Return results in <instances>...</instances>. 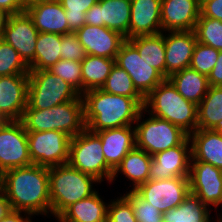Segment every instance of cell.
Masks as SVG:
<instances>
[{
  "mask_svg": "<svg viewBox=\"0 0 222 222\" xmlns=\"http://www.w3.org/2000/svg\"><path fill=\"white\" fill-rule=\"evenodd\" d=\"M131 0H99L85 13V24L105 26L129 39Z\"/></svg>",
  "mask_w": 222,
  "mask_h": 222,
  "instance_id": "2e32d148",
  "label": "cell"
},
{
  "mask_svg": "<svg viewBox=\"0 0 222 222\" xmlns=\"http://www.w3.org/2000/svg\"><path fill=\"white\" fill-rule=\"evenodd\" d=\"M114 64L115 59L86 55L81 61L82 94L88 90L101 88Z\"/></svg>",
  "mask_w": 222,
  "mask_h": 222,
  "instance_id": "f546056e",
  "label": "cell"
},
{
  "mask_svg": "<svg viewBox=\"0 0 222 222\" xmlns=\"http://www.w3.org/2000/svg\"><path fill=\"white\" fill-rule=\"evenodd\" d=\"M72 86L82 95V69L81 62L74 60L60 59L56 64L47 69Z\"/></svg>",
  "mask_w": 222,
  "mask_h": 222,
  "instance_id": "8d00e7d4",
  "label": "cell"
},
{
  "mask_svg": "<svg viewBox=\"0 0 222 222\" xmlns=\"http://www.w3.org/2000/svg\"><path fill=\"white\" fill-rule=\"evenodd\" d=\"M194 33L197 42L222 51V22L201 14L196 22Z\"/></svg>",
  "mask_w": 222,
  "mask_h": 222,
  "instance_id": "836d02e7",
  "label": "cell"
},
{
  "mask_svg": "<svg viewBox=\"0 0 222 222\" xmlns=\"http://www.w3.org/2000/svg\"><path fill=\"white\" fill-rule=\"evenodd\" d=\"M108 205L98 191L69 206L56 220L59 222H107Z\"/></svg>",
  "mask_w": 222,
  "mask_h": 222,
  "instance_id": "d4e9b609",
  "label": "cell"
},
{
  "mask_svg": "<svg viewBox=\"0 0 222 222\" xmlns=\"http://www.w3.org/2000/svg\"><path fill=\"white\" fill-rule=\"evenodd\" d=\"M207 78L209 86H222V51H219L217 62Z\"/></svg>",
  "mask_w": 222,
  "mask_h": 222,
  "instance_id": "7bdbcfd3",
  "label": "cell"
},
{
  "mask_svg": "<svg viewBox=\"0 0 222 222\" xmlns=\"http://www.w3.org/2000/svg\"><path fill=\"white\" fill-rule=\"evenodd\" d=\"M84 122L91 132L133 126L144 106L145 98L111 94L101 88L85 91Z\"/></svg>",
  "mask_w": 222,
  "mask_h": 222,
  "instance_id": "7a4b0ae2",
  "label": "cell"
},
{
  "mask_svg": "<svg viewBox=\"0 0 222 222\" xmlns=\"http://www.w3.org/2000/svg\"><path fill=\"white\" fill-rule=\"evenodd\" d=\"M14 74H29V67L16 50L0 38V76Z\"/></svg>",
  "mask_w": 222,
  "mask_h": 222,
  "instance_id": "e575fe53",
  "label": "cell"
},
{
  "mask_svg": "<svg viewBox=\"0 0 222 222\" xmlns=\"http://www.w3.org/2000/svg\"><path fill=\"white\" fill-rule=\"evenodd\" d=\"M23 211L11 210L5 217L0 219V222H32L31 217L33 214L24 212V216L22 215Z\"/></svg>",
  "mask_w": 222,
  "mask_h": 222,
  "instance_id": "f6af8a7d",
  "label": "cell"
},
{
  "mask_svg": "<svg viewBox=\"0 0 222 222\" xmlns=\"http://www.w3.org/2000/svg\"><path fill=\"white\" fill-rule=\"evenodd\" d=\"M93 183L100 181L69 163L49 167L51 215L57 219L69 206L96 193Z\"/></svg>",
  "mask_w": 222,
  "mask_h": 222,
  "instance_id": "277c9868",
  "label": "cell"
},
{
  "mask_svg": "<svg viewBox=\"0 0 222 222\" xmlns=\"http://www.w3.org/2000/svg\"><path fill=\"white\" fill-rule=\"evenodd\" d=\"M22 1L27 5L28 3H31V2L36 1V0H22Z\"/></svg>",
  "mask_w": 222,
  "mask_h": 222,
  "instance_id": "f907efd6",
  "label": "cell"
},
{
  "mask_svg": "<svg viewBox=\"0 0 222 222\" xmlns=\"http://www.w3.org/2000/svg\"><path fill=\"white\" fill-rule=\"evenodd\" d=\"M164 33L165 43V78L189 68L193 51L197 43L196 35L190 31H169Z\"/></svg>",
  "mask_w": 222,
  "mask_h": 222,
  "instance_id": "d6986e66",
  "label": "cell"
},
{
  "mask_svg": "<svg viewBox=\"0 0 222 222\" xmlns=\"http://www.w3.org/2000/svg\"><path fill=\"white\" fill-rule=\"evenodd\" d=\"M186 100L198 105L207 94L209 83L206 75L185 68L167 78Z\"/></svg>",
  "mask_w": 222,
  "mask_h": 222,
  "instance_id": "4316f807",
  "label": "cell"
},
{
  "mask_svg": "<svg viewBox=\"0 0 222 222\" xmlns=\"http://www.w3.org/2000/svg\"><path fill=\"white\" fill-rule=\"evenodd\" d=\"M49 167L31 164L4 172L3 191L12 210L51 214Z\"/></svg>",
  "mask_w": 222,
  "mask_h": 222,
  "instance_id": "6da1fadb",
  "label": "cell"
},
{
  "mask_svg": "<svg viewBox=\"0 0 222 222\" xmlns=\"http://www.w3.org/2000/svg\"><path fill=\"white\" fill-rule=\"evenodd\" d=\"M107 222H137L133 207L124 195L109 203Z\"/></svg>",
  "mask_w": 222,
  "mask_h": 222,
  "instance_id": "ab89813d",
  "label": "cell"
},
{
  "mask_svg": "<svg viewBox=\"0 0 222 222\" xmlns=\"http://www.w3.org/2000/svg\"><path fill=\"white\" fill-rule=\"evenodd\" d=\"M4 173L0 171V192H3Z\"/></svg>",
  "mask_w": 222,
  "mask_h": 222,
  "instance_id": "c3c4849f",
  "label": "cell"
},
{
  "mask_svg": "<svg viewBox=\"0 0 222 222\" xmlns=\"http://www.w3.org/2000/svg\"><path fill=\"white\" fill-rule=\"evenodd\" d=\"M28 98L25 109H50L76 99L80 94L48 70H29Z\"/></svg>",
  "mask_w": 222,
  "mask_h": 222,
  "instance_id": "52a82bcc",
  "label": "cell"
},
{
  "mask_svg": "<svg viewBox=\"0 0 222 222\" xmlns=\"http://www.w3.org/2000/svg\"><path fill=\"white\" fill-rule=\"evenodd\" d=\"M218 56L219 51L217 49L197 42L193 51L190 68L208 76L214 68Z\"/></svg>",
  "mask_w": 222,
  "mask_h": 222,
  "instance_id": "74e56055",
  "label": "cell"
},
{
  "mask_svg": "<svg viewBox=\"0 0 222 222\" xmlns=\"http://www.w3.org/2000/svg\"><path fill=\"white\" fill-rule=\"evenodd\" d=\"M105 92L123 95L130 98H144L135 88L129 74L117 64L111 69L105 84L101 87Z\"/></svg>",
  "mask_w": 222,
  "mask_h": 222,
  "instance_id": "d6a6232c",
  "label": "cell"
},
{
  "mask_svg": "<svg viewBox=\"0 0 222 222\" xmlns=\"http://www.w3.org/2000/svg\"><path fill=\"white\" fill-rule=\"evenodd\" d=\"M26 4L22 0H0V9L10 15L24 12Z\"/></svg>",
  "mask_w": 222,
  "mask_h": 222,
  "instance_id": "ee69618b",
  "label": "cell"
},
{
  "mask_svg": "<svg viewBox=\"0 0 222 222\" xmlns=\"http://www.w3.org/2000/svg\"><path fill=\"white\" fill-rule=\"evenodd\" d=\"M200 10L201 0H162V32L194 30Z\"/></svg>",
  "mask_w": 222,
  "mask_h": 222,
  "instance_id": "ffe728a7",
  "label": "cell"
},
{
  "mask_svg": "<svg viewBox=\"0 0 222 222\" xmlns=\"http://www.w3.org/2000/svg\"><path fill=\"white\" fill-rule=\"evenodd\" d=\"M61 35L39 32L34 62L29 70H47L61 59Z\"/></svg>",
  "mask_w": 222,
  "mask_h": 222,
  "instance_id": "1f68e13d",
  "label": "cell"
},
{
  "mask_svg": "<svg viewBox=\"0 0 222 222\" xmlns=\"http://www.w3.org/2000/svg\"><path fill=\"white\" fill-rule=\"evenodd\" d=\"M152 162V156L144 150L135 147L123 158L121 163L113 171L111 183L118 177V173L125 175L131 180L135 190L139 185L149 180V170Z\"/></svg>",
  "mask_w": 222,
  "mask_h": 222,
  "instance_id": "484cf974",
  "label": "cell"
},
{
  "mask_svg": "<svg viewBox=\"0 0 222 222\" xmlns=\"http://www.w3.org/2000/svg\"><path fill=\"white\" fill-rule=\"evenodd\" d=\"M61 59L81 62L86 54L85 48L81 45L77 33L69 32L61 35Z\"/></svg>",
  "mask_w": 222,
  "mask_h": 222,
  "instance_id": "60d3db41",
  "label": "cell"
},
{
  "mask_svg": "<svg viewBox=\"0 0 222 222\" xmlns=\"http://www.w3.org/2000/svg\"><path fill=\"white\" fill-rule=\"evenodd\" d=\"M68 163L100 182H111L113 170L106 164L100 137L85 128L71 138Z\"/></svg>",
  "mask_w": 222,
  "mask_h": 222,
  "instance_id": "8992f818",
  "label": "cell"
},
{
  "mask_svg": "<svg viewBox=\"0 0 222 222\" xmlns=\"http://www.w3.org/2000/svg\"><path fill=\"white\" fill-rule=\"evenodd\" d=\"M221 207H222V205H221ZM221 211H222V209H221ZM219 216H220V217H218L217 219H219L220 221H222V213H220Z\"/></svg>",
  "mask_w": 222,
  "mask_h": 222,
  "instance_id": "816d5d0a",
  "label": "cell"
},
{
  "mask_svg": "<svg viewBox=\"0 0 222 222\" xmlns=\"http://www.w3.org/2000/svg\"><path fill=\"white\" fill-rule=\"evenodd\" d=\"M222 124V86H209L198 104L197 129L216 130Z\"/></svg>",
  "mask_w": 222,
  "mask_h": 222,
  "instance_id": "f1b7e54d",
  "label": "cell"
},
{
  "mask_svg": "<svg viewBox=\"0 0 222 222\" xmlns=\"http://www.w3.org/2000/svg\"><path fill=\"white\" fill-rule=\"evenodd\" d=\"M135 191L161 213L180 205L190 193L189 177L152 180L139 185Z\"/></svg>",
  "mask_w": 222,
  "mask_h": 222,
  "instance_id": "8fae6325",
  "label": "cell"
},
{
  "mask_svg": "<svg viewBox=\"0 0 222 222\" xmlns=\"http://www.w3.org/2000/svg\"><path fill=\"white\" fill-rule=\"evenodd\" d=\"M189 136L178 146L158 152L152 156L149 179L164 180L174 177H189L191 162Z\"/></svg>",
  "mask_w": 222,
  "mask_h": 222,
  "instance_id": "9a60e30c",
  "label": "cell"
},
{
  "mask_svg": "<svg viewBox=\"0 0 222 222\" xmlns=\"http://www.w3.org/2000/svg\"><path fill=\"white\" fill-rule=\"evenodd\" d=\"M32 164L53 167L68 163L71 137L61 131L27 132Z\"/></svg>",
  "mask_w": 222,
  "mask_h": 222,
  "instance_id": "9c48e42d",
  "label": "cell"
},
{
  "mask_svg": "<svg viewBox=\"0 0 222 222\" xmlns=\"http://www.w3.org/2000/svg\"><path fill=\"white\" fill-rule=\"evenodd\" d=\"M38 35V29L28 13L24 11L9 16L1 39L11 45L29 67L34 62Z\"/></svg>",
  "mask_w": 222,
  "mask_h": 222,
  "instance_id": "5bb4252c",
  "label": "cell"
},
{
  "mask_svg": "<svg viewBox=\"0 0 222 222\" xmlns=\"http://www.w3.org/2000/svg\"><path fill=\"white\" fill-rule=\"evenodd\" d=\"M28 74L0 76V121L21 120L27 107Z\"/></svg>",
  "mask_w": 222,
  "mask_h": 222,
  "instance_id": "e0dca14e",
  "label": "cell"
},
{
  "mask_svg": "<svg viewBox=\"0 0 222 222\" xmlns=\"http://www.w3.org/2000/svg\"><path fill=\"white\" fill-rule=\"evenodd\" d=\"M101 139L106 164L114 171L129 151L136 147L134 126L95 132Z\"/></svg>",
  "mask_w": 222,
  "mask_h": 222,
  "instance_id": "7402d4cb",
  "label": "cell"
},
{
  "mask_svg": "<svg viewBox=\"0 0 222 222\" xmlns=\"http://www.w3.org/2000/svg\"><path fill=\"white\" fill-rule=\"evenodd\" d=\"M11 210L12 209L4 191L0 192V219L5 217Z\"/></svg>",
  "mask_w": 222,
  "mask_h": 222,
  "instance_id": "bcb514c9",
  "label": "cell"
},
{
  "mask_svg": "<svg viewBox=\"0 0 222 222\" xmlns=\"http://www.w3.org/2000/svg\"><path fill=\"white\" fill-rule=\"evenodd\" d=\"M209 209L196 195L189 193L180 205L163 214V222H211Z\"/></svg>",
  "mask_w": 222,
  "mask_h": 222,
  "instance_id": "4dcf8cb0",
  "label": "cell"
},
{
  "mask_svg": "<svg viewBox=\"0 0 222 222\" xmlns=\"http://www.w3.org/2000/svg\"><path fill=\"white\" fill-rule=\"evenodd\" d=\"M115 64L129 74L136 90L144 98L166 79L140 57L137 49L128 40L121 45Z\"/></svg>",
  "mask_w": 222,
  "mask_h": 222,
  "instance_id": "7c38bea8",
  "label": "cell"
},
{
  "mask_svg": "<svg viewBox=\"0 0 222 222\" xmlns=\"http://www.w3.org/2000/svg\"><path fill=\"white\" fill-rule=\"evenodd\" d=\"M162 0H131L129 39L141 35H155L162 32Z\"/></svg>",
  "mask_w": 222,
  "mask_h": 222,
  "instance_id": "603a6c76",
  "label": "cell"
},
{
  "mask_svg": "<svg viewBox=\"0 0 222 222\" xmlns=\"http://www.w3.org/2000/svg\"><path fill=\"white\" fill-rule=\"evenodd\" d=\"M150 66L165 77V43L163 32L155 35H141L127 39Z\"/></svg>",
  "mask_w": 222,
  "mask_h": 222,
  "instance_id": "83f0119b",
  "label": "cell"
},
{
  "mask_svg": "<svg viewBox=\"0 0 222 222\" xmlns=\"http://www.w3.org/2000/svg\"><path fill=\"white\" fill-rule=\"evenodd\" d=\"M25 11L38 32L60 35L69 33L65 10L58 0H36L28 3Z\"/></svg>",
  "mask_w": 222,
  "mask_h": 222,
  "instance_id": "44dd1931",
  "label": "cell"
},
{
  "mask_svg": "<svg viewBox=\"0 0 222 222\" xmlns=\"http://www.w3.org/2000/svg\"><path fill=\"white\" fill-rule=\"evenodd\" d=\"M200 14L222 22V0H201Z\"/></svg>",
  "mask_w": 222,
  "mask_h": 222,
  "instance_id": "b9f144b4",
  "label": "cell"
},
{
  "mask_svg": "<svg viewBox=\"0 0 222 222\" xmlns=\"http://www.w3.org/2000/svg\"><path fill=\"white\" fill-rule=\"evenodd\" d=\"M87 55L116 59L126 38L119 32L105 26L85 24L76 31Z\"/></svg>",
  "mask_w": 222,
  "mask_h": 222,
  "instance_id": "ac0fdd59",
  "label": "cell"
},
{
  "mask_svg": "<svg viewBox=\"0 0 222 222\" xmlns=\"http://www.w3.org/2000/svg\"><path fill=\"white\" fill-rule=\"evenodd\" d=\"M10 14L0 9V38L3 34V30L6 27Z\"/></svg>",
  "mask_w": 222,
  "mask_h": 222,
  "instance_id": "7dc6e473",
  "label": "cell"
},
{
  "mask_svg": "<svg viewBox=\"0 0 222 222\" xmlns=\"http://www.w3.org/2000/svg\"><path fill=\"white\" fill-rule=\"evenodd\" d=\"M124 196L130 201L137 222H163V213L144 200L135 190Z\"/></svg>",
  "mask_w": 222,
  "mask_h": 222,
  "instance_id": "f35d334b",
  "label": "cell"
},
{
  "mask_svg": "<svg viewBox=\"0 0 222 222\" xmlns=\"http://www.w3.org/2000/svg\"><path fill=\"white\" fill-rule=\"evenodd\" d=\"M144 109L139 113L135 128L136 147L144 150L147 154L165 151L180 145L189 135L180 127L169 121L152 116L143 119ZM140 122V123H138Z\"/></svg>",
  "mask_w": 222,
  "mask_h": 222,
  "instance_id": "ba28073f",
  "label": "cell"
},
{
  "mask_svg": "<svg viewBox=\"0 0 222 222\" xmlns=\"http://www.w3.org/2000/svg\"><path fill=\"white\" fill-rule=\"evenodd\" d=\"M65 10L69 32H76L85 25V13L99 0H58Z\"/></svg>",
  "mask_w": 222,
  "mask_h": 222,
  "instance_id": "d590c367",
  "label": "cell"
},
{
  "mask_svg": "<svg viewBox=\"0 0 222 222\" xmlns=\"http://www.w3.org/2000/svg\"><path fill=\"white\" fill-rule=\"evenodd\" d=\"M143 109L180 127L188 135L197 130L198 105L186 100L168 79L145 97Z\"/></svg>",
  "mask_w": 222,
  "mask_h": 222,
  "instance_id": "3957f363",
  "label": "cell"
},
{
  "mask_svg": "<svg viewBox=\"0 0 222 222\" xmlns=\"http://www.w3.org/2000/svg\"><path fill=\"white\" fill-rule=\"evenodd\" d=\"M20 121L27 132L56 130L72 138L86 128L82 95L50 109H25Z\"/></svg>",
  "mask_w": 222,
  "mask_h": 222,
  "instance_id": "5b68a950",
  "label": "cell"
},
{
  "mask_svg": "<svg viewBox=\"0 0 222 222\" xmlns=\"http://www.w3.org/2000/svg\"><path fill=\"white\" fill-rule=\"evenodd\" d=\"M32 164L27 131L20 120L0 121V171Z\"/></svg>",
  "mask_w": 222,
  "mask_h": 222,
  "instance_id": "30bf717a",
  "label": "cell"
},
{
  "mask_svg": "<svg viewBox=\"0 0 222 222\" xmlns=\"http://www.w3.org/2000/svg\"><path fill=\"white\" fill-rule=\"evenodd\" d=\"M189 187L190 193L208 207L222 205V169L191 157Z\"/></svg>",
  "mask_w": 222,
  "mask_h": 222,
  "instance_id": "4fadbf2b",
  "label": "cell"
},
{
  "mask_svg": "<svg viewBox=\"0 0 222 222\" xmlns=\"http://www.w3.org/2000/svg\"><path fill=\"white\" fill-rule=\"evenodd\" d=\"M189 138L194 160L222 169V135L216 130L197 129Z\"/></svg>",
  "mask_w": 222,
  "mask_h": 222,
  "instance_id": "cb8c5ba5",
  "label": "cell"
},
{
  "mask_svg": "<svg viewBox=\"0 0 222 222\" xmlns=\"http://www.w3.org/2000/svg\"><path fill=\"white\" fill-rule=\"evenodd\" d=\"M216 131L222 135V124L216 129Z\"/></svg>",
  "mask_w": 222,
  "mask_h": 222,
  "instance_id": "681fc988",
  "label": "cell"
}]
</instances>
